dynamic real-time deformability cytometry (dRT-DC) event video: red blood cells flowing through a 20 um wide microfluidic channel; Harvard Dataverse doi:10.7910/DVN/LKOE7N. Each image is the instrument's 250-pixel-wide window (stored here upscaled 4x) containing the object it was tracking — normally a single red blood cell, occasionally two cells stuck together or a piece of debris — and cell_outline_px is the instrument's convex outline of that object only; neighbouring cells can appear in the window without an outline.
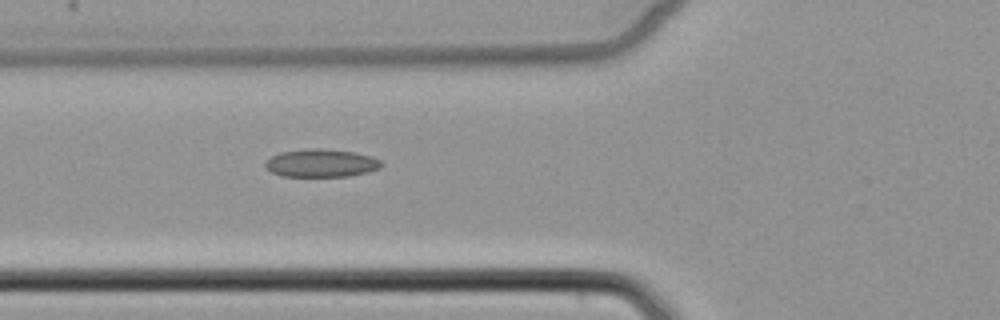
{"species": "common noctule bat (a hibernating species)", "species_latin": "Nyctalus noctula", "temperature_condition": "cold", "stored_images_in_passage": 5, "camera_frame_rate_fps": 3000, "um_per_image_px": 0.085, "animal": {"sex": "female", "body_mass_g": 22.7, "forearm_length_mm": 54.2}, "frame": {"image": 1, "passage_image": 5, "time_ms": 5.667, "image_size_px": [1000, 320], "cell_outline_px": [[384, 164], [380, 168], [368, 172], [348, 176], [280, 176], [272, 172], [264, 164], [272, 156], [280, 152], [316, 148], [352, 152], [372, 156], [380, 160]], "centroid_in_image_um": [27.33, 13.87], "position_along_channel_um": 98.5, "area_um2": 18.67}}